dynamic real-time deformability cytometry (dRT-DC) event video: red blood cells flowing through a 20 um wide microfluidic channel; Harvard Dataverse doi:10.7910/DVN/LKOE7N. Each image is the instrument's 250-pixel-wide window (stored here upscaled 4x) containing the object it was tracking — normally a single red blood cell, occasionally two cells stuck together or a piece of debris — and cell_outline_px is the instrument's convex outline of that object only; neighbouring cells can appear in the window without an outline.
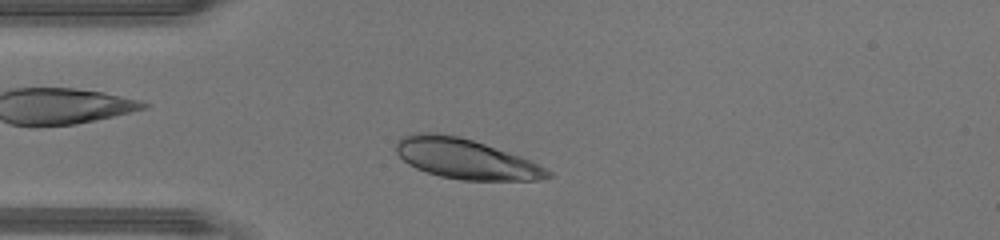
{"species": "human", "species_latin": "Homo sapiens", "temperature_condition": "warm", "stored_images_in_passage": 34, "camera_frame_rate_fps": 3000, "um_per_image_px": 0.085, "donor": {"sex": "male"}, "frame": {"image": 1, "passage_image": 5, "time_ms": 1.333, "image_size_px": [1000, 240], "cell_outline_px": [[552, 176], [536, 180], [460, 180], [440, 176], [416, 168], [408, 164], [396, 152], [396, 140], [400, 136], [412, 132], [436, 132], [460, 136], [532, 160], [552, 172]], "centroid_in_image_um": [39.54, 13.48], "position_along_channel_um": 45.5, "area_um2": 35.55}}
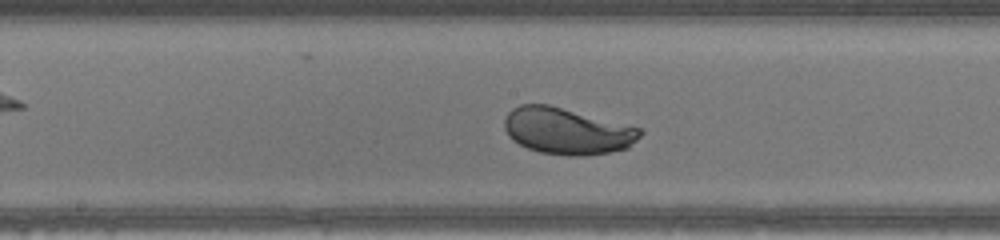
{"frame": {"image": 2, "passage_image": 16, "time_ms": 5.0, "image_size_px": [1000, 240], "cell_outline_px": [[644, 132], [628, 148], [608, 152], [584, 156], [568, 156], [540, 152], [528, 148], [512, 140], [508, 136], [504, 128], [504, 120], [508, 112], [512, 108], [520, 104], [548, 104], [644, 128]], "centroid_in_image_um": [48.21, 11.13], "position_along_channel_um": 200.0, "area_um2": 37.05}}
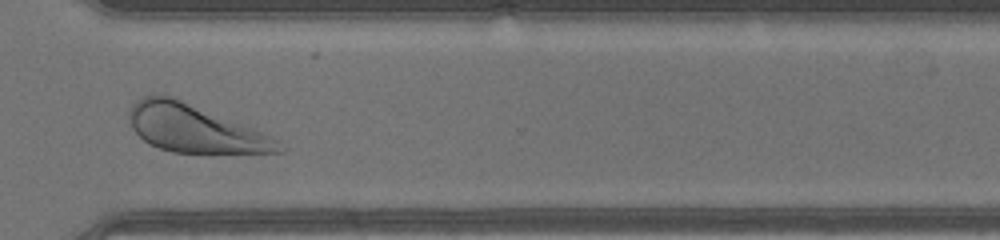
{"frame": {"image": 3, "passage_image": 26, "time_ms": 8.333, "image_size_px": [1000, 240], "cell_outline_px": [[288, 148], [284, 152], [208, 156], [172, 152], [148, 144], [132, 128], [128, 116], [128, 108], [140, 96], [164, 92], [272, 136], [280, 140]], "centroid_in_image_um": [16.59, 10.96], "position_along_channel_um": 354.0, "area_um2": 43.47}}